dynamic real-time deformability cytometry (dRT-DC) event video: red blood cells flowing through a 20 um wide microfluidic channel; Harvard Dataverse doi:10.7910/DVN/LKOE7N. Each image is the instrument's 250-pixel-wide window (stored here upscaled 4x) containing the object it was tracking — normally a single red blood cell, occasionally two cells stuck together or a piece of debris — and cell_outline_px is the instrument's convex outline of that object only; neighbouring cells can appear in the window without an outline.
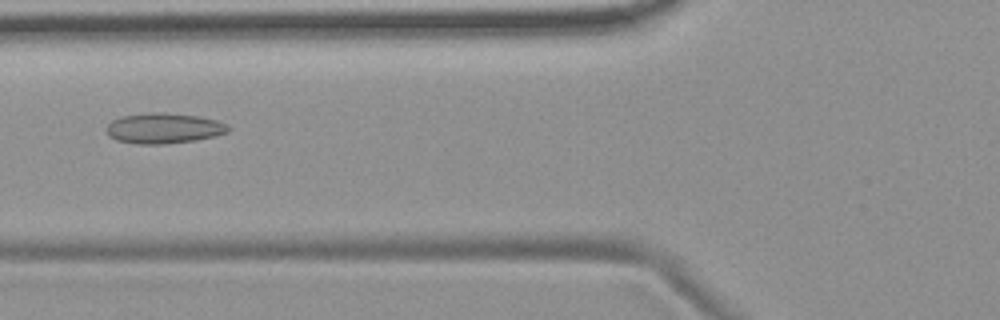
{"species": "common noctule bat (a hibernating species)", "species_latin": "Nyctalus noctula", "temperature_condition": "room temperature", "stored_images_in_passage": 6, "camera_frame_rate_fps": 3000, "um_per_image_px": 0.085, "animal": {"sex": "female", "body_mass_g": 19.9}, "frame": {"image": 1, "passage_image": 4, "time_ms": 3.667, "image_size_px": [1000, 320], "cell_outline_px": [[232, 128], [228, 132], [216, 136], [196, 140], [160, 144], [136, 144], [116, 140], [108, 136], [104, 128], [112, 120], [120, 116], [152, 112], [160, 112], [196, 116], [216, 120], [228, 124]], "centroid_in_image_um": [13.9, 10.9], "position_along_channel_um": 111.9, "area_um2": 21.79}}
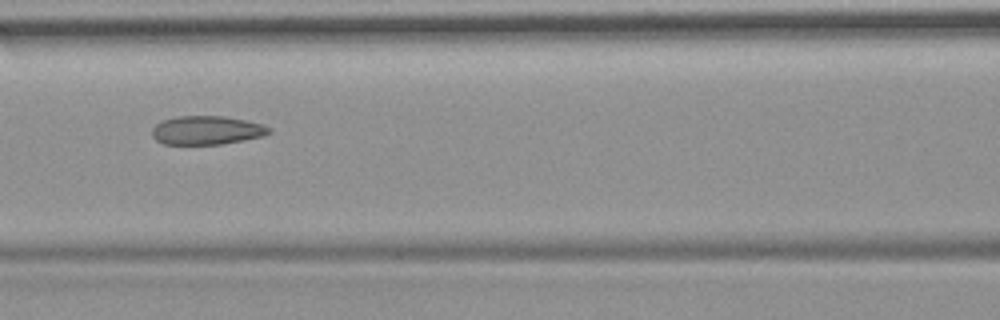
{"frame": {"image": 2, "passage_image": 5, "time_ms": 4.667, "image_size_px": [1000, 320], "cell_outline_px": [[272, 132], [264, 136], [244, 140], [220, 144], [164, 144], [156, 140], [152, 136], [152, 128], [160, 120], [176, 116], [224, 116], [244, 120], [260, 124], [272, 128]], "centroid_in_image_um": [17.55, 11.07], "position_along_channel_um": 149.0, "area_um2": 19.65}}
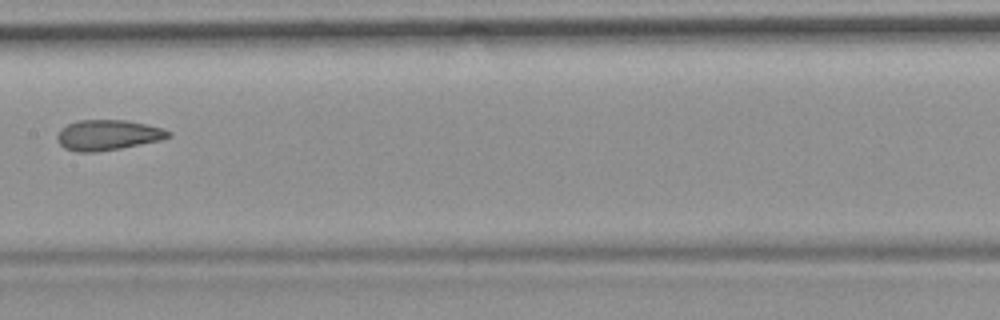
{"frame": {"image": 3, "passage_image": 6, "time_ms": 6.0, "image_size_px": [1000, 320], "cell_outline_px": [[172, 136], [160, 140], [120, 148], [96, 152], [76, 152], [64, 148], [56, 140], [56, 136], [60, 128], [76, 120], [128, 120], [164, 128], [172, 132]], "centroid_in_image_um": [9.15, 11.47], "position_along_channel_um": 198.2, "area_um2": 19.88}}